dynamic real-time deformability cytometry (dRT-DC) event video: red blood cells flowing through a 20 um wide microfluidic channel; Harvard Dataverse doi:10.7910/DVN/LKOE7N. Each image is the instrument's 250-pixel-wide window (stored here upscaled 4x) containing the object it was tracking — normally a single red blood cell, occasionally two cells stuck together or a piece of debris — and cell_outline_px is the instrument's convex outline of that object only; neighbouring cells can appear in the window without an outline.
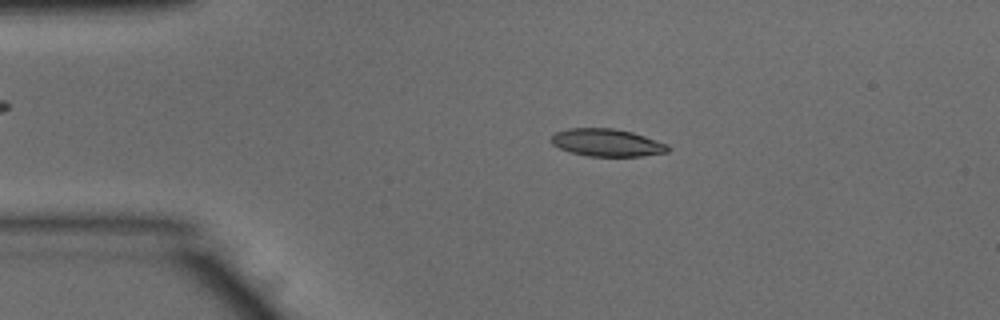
{"species": "common noctule bat (a hibernating species)", "species_latin": "Nyctalus noctula", "temperature_condition": "warm", "stored_images_in_passage": 51, "camera_frame_rate_fps": 3000, "um_per_image_px": 0.085, "animal": {"sex": "male", "body_mass_g": 15.6}, "frame": {"image": 1, "passage_image": 10, "time_ms": 3.0, "image_size_px": [1000, 320], "cell_outline_px": [[668, 152], [640, 156], [588, 156], [572, 152], [560, 148], [552, 144], [552, 136], [556, 132], [568, 128], [612, 128], [632, 132], [668, 144]], "centroid_in_image_um": [51.59, 12.12], "position_along_channel_um": 33.4, "area_um2": 18.5}}
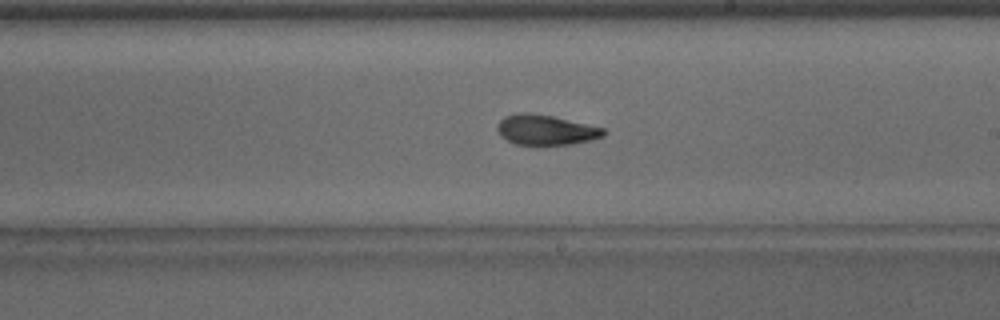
{"frame": {"image": 2, "passage_image": 29, "time_ms": 9.333, "image_size_px": [1000, 320], "cell_outline_px": [[608, 132], [604, 136], [592, 140], [572, 144], [516, 144], [500, 136], [496, 128], [500, 120], [504, 116], [520, 112], [528, 112], [552, 116], [604, 128]], "centroid_in_image_um": [46.4, 11.03], "position_along_channel_um": 242.6, "area_um2": 18.61}}
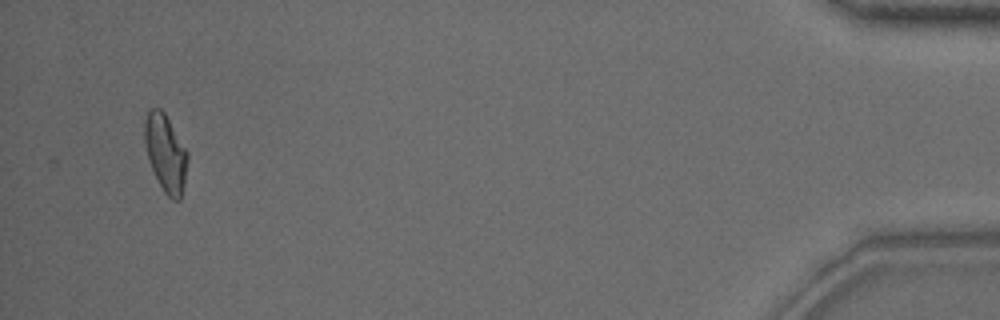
{"frame": {"image": 3, "passage_image": 49, "time_ms": 16.0, "image_size_px": [1000, 320], "cell_outline_px": [[188, 160], [184, 184], [180, 200], [172, 200], [164, 192], [148, 160], [144, 140], [144, 120], [148, 108], [160, 108], [164, 112], [188, 152]], "centroid_in_image_um": [14.06, 12.98], "position_along_channel_um": 421.1, "area_um2": 19.36}, "authors_computed_cell_mechanics": {"area_um2": 18.8428, "velocity_mm_per_s": 3.8943, "shape_relaxation_time_tau1_ms": 7.0408, "shape_relaxation_time_tau2_ms": 2.6262, "deformation_change_tau1": 0.2132, "deformation_change_tau2": 0.097}}